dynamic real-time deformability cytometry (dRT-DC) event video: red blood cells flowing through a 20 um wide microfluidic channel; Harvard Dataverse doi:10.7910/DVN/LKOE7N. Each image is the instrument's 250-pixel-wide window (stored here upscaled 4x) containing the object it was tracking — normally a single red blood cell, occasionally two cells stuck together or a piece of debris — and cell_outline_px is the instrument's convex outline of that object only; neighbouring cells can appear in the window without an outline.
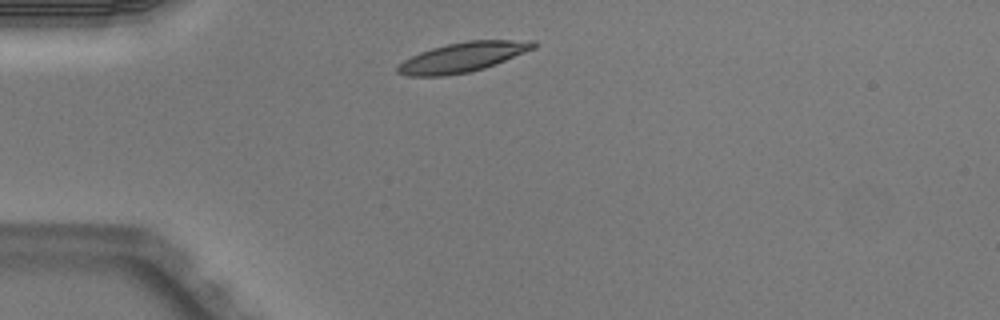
{"species": "Egyptian fruit bat (a non-hibernating species)", "species_latin": "Rousettus aegyptiacus", "temperature_condition": "warm", "stored_images_in_passage": 4, "camera_frame_rate_fps": 3000, "um_per_image_px": 0.085, "animal": {"sex": "male"}, "frame": {"image": 1, "passage_image": 1, "time_ms": 0.0, "image_size_px": [1000, 320], "cell_outline_px": [[540, 44], [536, 48], [496, 64], [484, 68], [468, 72], [444, 76], [408, 76], [396, 72], [396, 68], [404, 60], [420, 52], [432, 48], [448, 44], [468, 40], [536, 40]], "centroid_in_image_um": [39.39, 4.85], "position_along_channel_um": 45.6, "area_um2": 23.58}}
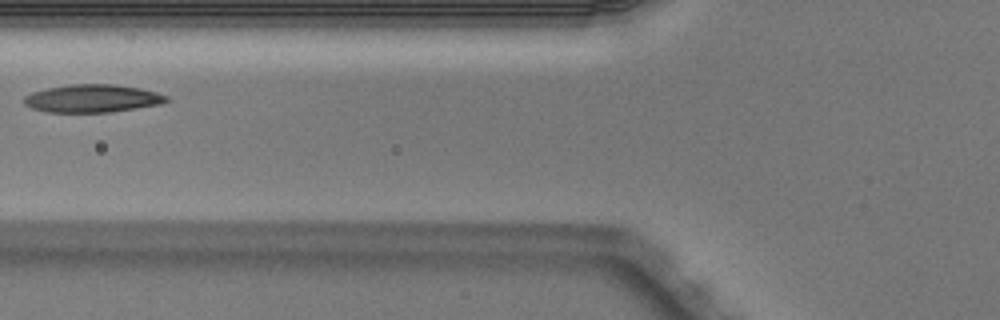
{"frame": {"image": 2, "passage_image": 3, "time_ms": 0.667, "image_size_px": [1000, 320], "cell_outline_px": [[168, 100], [160, 104], [108, 112], [48, 112], [32, 108], [24, 104], [24, 96], [32, 92], [48, 88], [68, 84], [112, 84], [140, 88], [156, 92], [168, 96]], "centroid_in_image_um": [7.83, 8.36], "position_along_channel_um": 118.0, "area_um2": 22.95}}
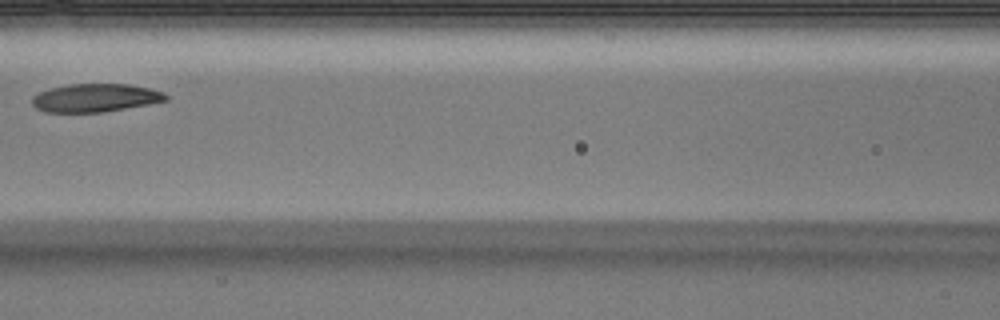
{"frame": {"image": 3, "passage_image": 4, "time_ms": 1.0, "image_size_px": [1000, 320], "cell_outline_px": [[168, 100], [148, 104], [100, 112], [44, 112], [36, 108], [32, 104], [32, 96], [40, 92], [52, 88], [68, 84], [128, 84], [148, 88], [164, 92], [168, 96]], "centroid_in_image_um": [8.09, 8.31], "position_along_channel_um": 158.5, "area_um2": 21.79}}